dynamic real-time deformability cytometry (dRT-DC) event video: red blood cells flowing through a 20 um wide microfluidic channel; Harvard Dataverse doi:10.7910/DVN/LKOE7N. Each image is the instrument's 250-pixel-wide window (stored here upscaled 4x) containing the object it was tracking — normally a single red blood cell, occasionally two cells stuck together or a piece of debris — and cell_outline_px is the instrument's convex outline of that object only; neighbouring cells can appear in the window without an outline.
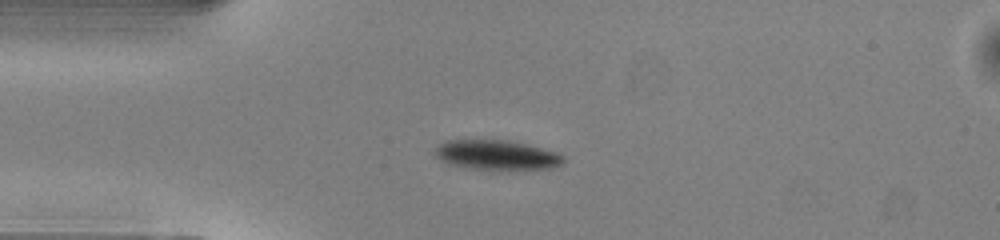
{"species": "common noctule bat (a hibernating species)", "species_latin": "Nyctalus noctula", "temperature_condition": "warm", "stored_images_in_passage": 39, "camera_frame_rate_fps": 3000, "um_per_image_px": 0.085, "animal": {"sex": "male", "body_mass_g": 13.0, "forearm_length_mm": 53.1}, "frame": {"image": 1, "passage_image": 1, "time_ms": 0.0, "image_size_px": [1000, 240], "cell_outline_px": [[564, 164], [552, 168], [464, 168], [440, 160], [436, 156], [436, 148], [444, 140], [508, 140], [556, 152], [564, 156]], "centroid_in_image_um": [42.21, 13.15], "position_along_channel_um": 42.8, "area_um2": 21.62}}
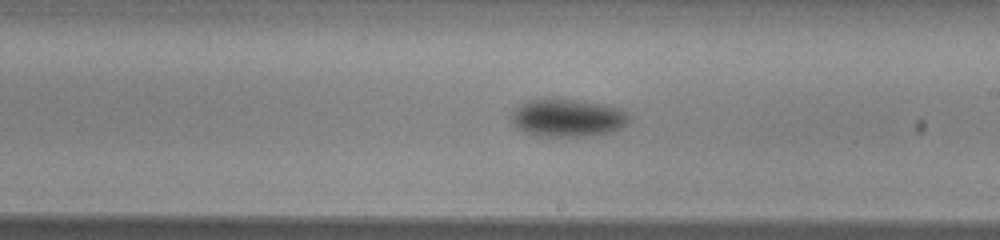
{"frame": {"image": 2, "passage_image": 17, "time_ms": 5.333, "image_size_px": [1000, 240], "cell_outline_px": [[628, 124], [620, 128], [608, 132], [592, 136], [536, 136], [524, 132], [516, 128], [512, 124], [512, 112], [520, 104], [528, 100], [576, 100], [620, 108], [628, 116]], "centroid_in_image_um": [48.21, 10.05], "position_along_channel_um": 240.8, "area_um2": 25.49}}
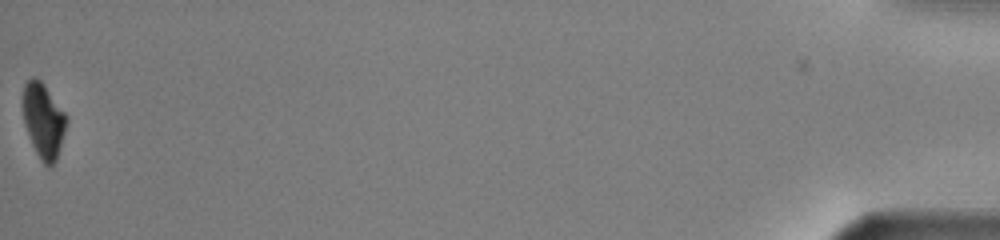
{"frame": {"image": 3, "passage_image": 39, "time_ms": 12.667, "image_size_px": [1000, 240], "cell_outline_px": [[68, 120], [56, 160], [48, 168], [40, 160], [28, 136], [24, 124], [20, 104], [24, 84], [32, 76], [36, 76], [40, 80], [68, 116]], "centroid_in_image_um": [3.65, 10.22], "position_along_channel_um": 431.6, "area_um2": 19.36}, "authors_computed_cell_mechanics": {"area_um2": 24.2182, "velocity_mm_per_s": 4.0726, "shape_relaxation_time_tau1_ms": 2.1222, "shape_relaxation_time_tau2_ms": null, "deformation_change_tau1": 0.0997, "deformation_change_tau2": null}}